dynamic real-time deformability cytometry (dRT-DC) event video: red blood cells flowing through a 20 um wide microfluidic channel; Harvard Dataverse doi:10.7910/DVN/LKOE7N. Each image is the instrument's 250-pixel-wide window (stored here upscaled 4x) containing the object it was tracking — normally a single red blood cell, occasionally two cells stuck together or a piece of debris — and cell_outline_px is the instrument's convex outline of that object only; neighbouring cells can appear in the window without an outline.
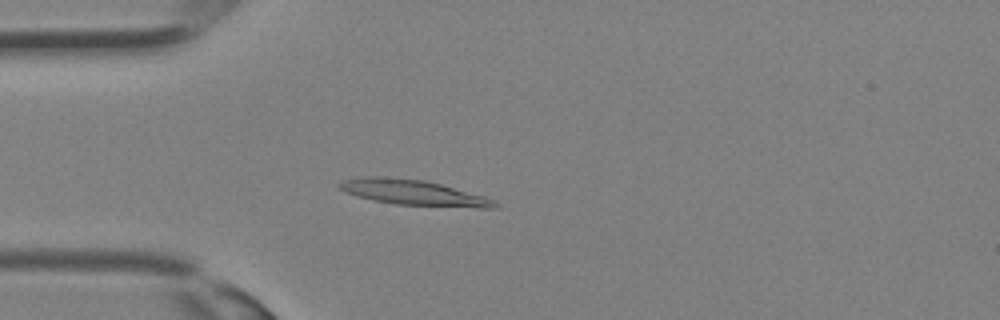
{"species": "Egyptian fruit bat (a non-hibernating species)", "species_latin": "Rousettus aegyptiacus", "temperature_condition": "room temperature", "stored_images_in_passage": 7, "camera_frame_rate_fps": 3000, "um_per_image_px": 0.085, "animal": {"sex": "female"}, "frame": {"image": 1, "passage_image": 4, "time_ms": 1.0, "image_size_px": [1000, 320], "cell_outline_px": [[500, 208], [480, 208], [396, 204], [372, 200], [356, 196], [340, 188], [336, 184], [344, 180], [364, 176], [376, 176], [424, 180], [440, 184], [484, 196], [500, 204]], "centroid_in_image_um": [35.16, 16.38], "position_along_channel_um": 49.8, "area_um2": 22.77}}
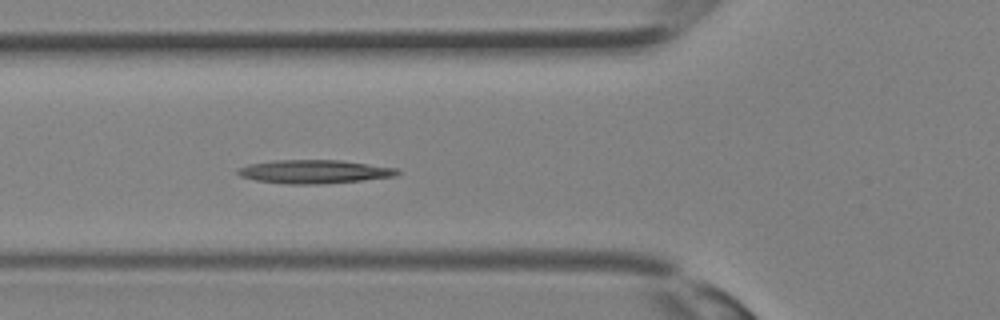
{"frame": {"image": 2, "passage_image": 7, "time_ms": 2.0, "image_size_px": [1000, 320], "cell_outline_px": [[400, 172], [396, 176], [360, 180], [320, 184], [288, 184], [256, 180], [240, 176], [236, 172], [236, 168], [248, 164], [276, 160], [340, 160], [396, 168]], "centroid_in_image_um": [26.66, 14.58], "position_along_channel_um": 99.1, "area_um2": 21.73}}